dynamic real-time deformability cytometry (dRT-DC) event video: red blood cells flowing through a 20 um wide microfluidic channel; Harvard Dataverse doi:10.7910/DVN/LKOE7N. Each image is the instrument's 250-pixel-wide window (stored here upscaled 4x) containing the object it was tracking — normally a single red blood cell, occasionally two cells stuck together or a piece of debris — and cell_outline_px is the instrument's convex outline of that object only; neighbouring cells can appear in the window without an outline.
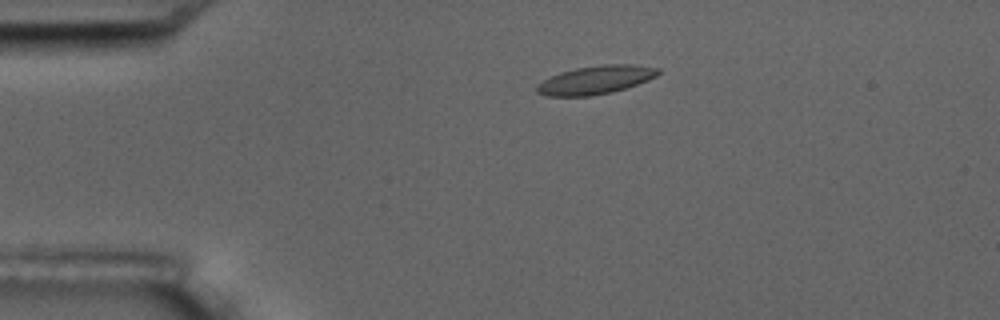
{"species": "common noctule bat (a hibernating species)", "species_latin": "Nyctalus noctula", "temperature_condition": "room temperature", "stored_images_in_passage": 5, "camera_frame_rate_fps": 3000, "um_per_image_px": 0.085, "animal": {"sex": "male", "body_mass_g": 17.5, "forearm_length_mm": 52.3}, "frame": {"image": 1, "passage_image": 3, "time_ms": 2.333, "image_size_px": [1000, 320], "cell_outline_px": [[660, 72], [656, 76], [648, 80], [612, 92], [592, 96], [544, 96], [536, 92], [536, 88], [544, 80], [560, 72], [576, 68], [604, 64], [632, 64], [660, 68]], "centroid_in_image_um": [50.64, 6.79], "position_along_channel_um": 34.4, "area_um2": 19.94}}
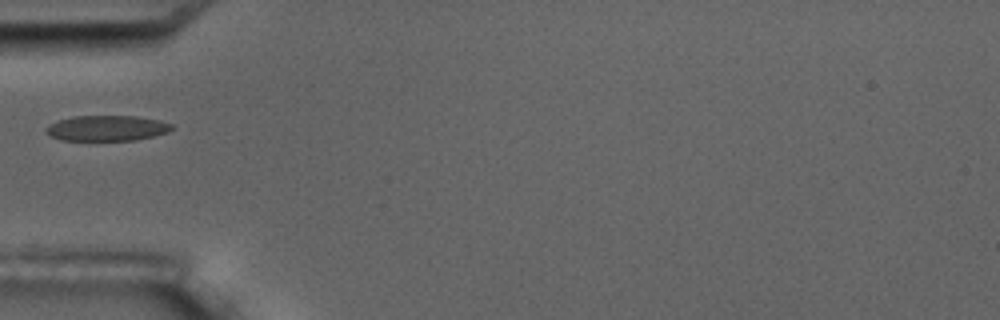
{"frame": {"image": 2, "passage_image": 5, "time_ms": 4.667, "image_size_px": [1000, 320], "cell_outline_px": [[176, 128], [168, 132], [136, 140], [60, 140], [48, 136], [44, 132], [44, 128], [48, 124], [56, 120], [72, 116], [136, 116], [160, 120], [172, 124]], "centroid_in_image_um": [9.03, 10.89], "position_along_channel_um": 76.0, "area_um2": 19.02}}